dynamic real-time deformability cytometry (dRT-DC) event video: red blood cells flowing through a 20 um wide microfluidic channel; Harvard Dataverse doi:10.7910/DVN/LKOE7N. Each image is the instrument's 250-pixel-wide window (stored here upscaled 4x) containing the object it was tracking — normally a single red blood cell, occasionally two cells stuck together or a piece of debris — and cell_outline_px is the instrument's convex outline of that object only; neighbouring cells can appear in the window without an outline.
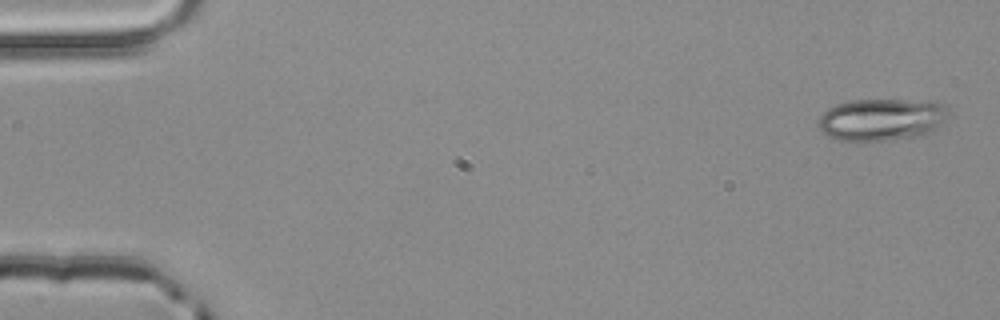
{"species": "common noctule bat (a hibernating species)", "species_latin": "Nyctalus noctula", "temperature_condition": "room temperature", "stored_images_in_passage": 3, "camera_frame_rate_fps": 3000, "um_per_image_px": 0.085, "animal": {"sex": "male", "body_mass_g": 20.4}, "frame": {"image": 1, "passage_image": 1, "time_ms": 0.0, "image_size_px": [1000, 320], "cell_outline_px": [[948, 112], [936, 128], [924, 136], [888, 140], [836, 140], [824, 136], [820, 132], [816, 124], [816, 120], [828, 108], [836, 104], [852, 100], [936, 100], [948, 104]], "centroid_in_image_um": [74.91, 10.15], "position_along_channel_um": 10.1, "area_um2": 32.54}}